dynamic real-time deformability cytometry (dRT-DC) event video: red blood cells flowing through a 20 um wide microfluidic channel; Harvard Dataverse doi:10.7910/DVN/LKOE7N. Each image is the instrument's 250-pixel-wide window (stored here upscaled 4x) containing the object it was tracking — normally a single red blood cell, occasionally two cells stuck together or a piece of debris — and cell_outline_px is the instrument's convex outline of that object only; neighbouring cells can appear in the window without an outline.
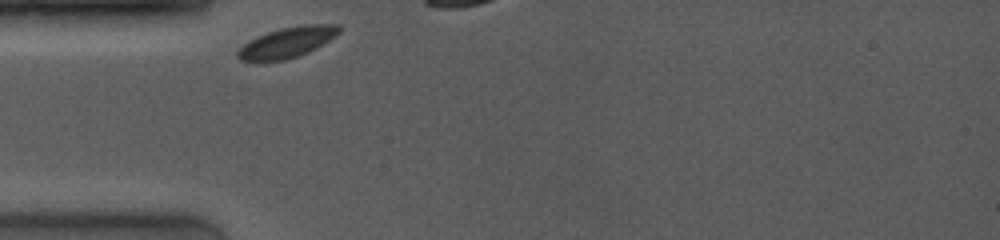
{"species": "common noctule bat (a hibernating species)", "species_latin": "Nyctalus noctula", "temperature_condition": "room temperature", "stored_images_in_passage": 27, "camera_frame_rate_fps": 4000, "um_per_image_px": 0.085, "animal": {"sex": "female", "body_mass_g": 19.0, "forearm_length_mm": 53.3}, "frame": {"image": 1, "passage_image": 1, "time_ms": 0.0, "image_size_px": [1000, 240], "cell_outline_px": [[340, 32], [336, 36], [316, 48], [296, 56], [284, 60], [240, 60], [236, 56], [236, 52], [244, 44], [256, 36], [280, 28], [304, 24], [340, 24]], "centroid_in_image_um": [24.44, 3.57], "position_along_channel_um": 60.6, "area_um2": 17.8}}